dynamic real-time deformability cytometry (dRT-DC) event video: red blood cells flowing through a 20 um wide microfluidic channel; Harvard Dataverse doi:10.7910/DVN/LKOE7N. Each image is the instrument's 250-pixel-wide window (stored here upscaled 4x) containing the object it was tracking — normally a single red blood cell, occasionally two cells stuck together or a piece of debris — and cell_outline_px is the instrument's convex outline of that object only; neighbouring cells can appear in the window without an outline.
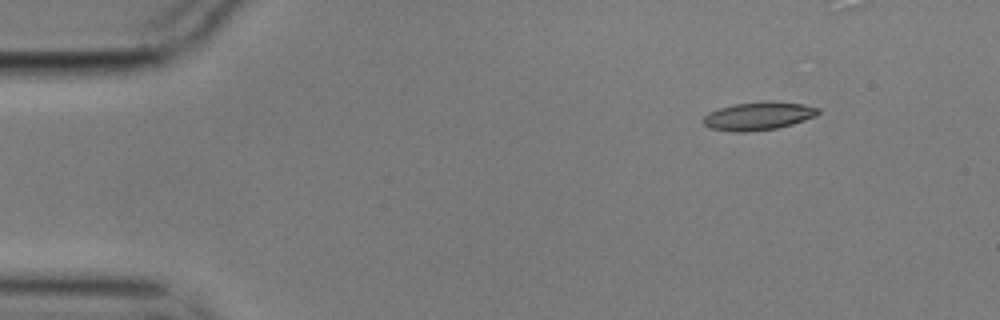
{"species": "common noctule bat (a hibernating species)", "species_latin": "Nyctalus noctula", "temperature_condition": "cold", "stored_images_in_passage": 6, "camera_frame_rate_fps": 3000, "um_per_image_px": 0.085, "animal": {"sex": "male", "body_mass_g": 17.9}, "frame": {"image": 1, "passage_image": 2, "time_ms": 0.333, "image_size_px": [1000, 320], "cell_outline_px": [[820, 112], [816, 116], [792, 124], [776, 128], [744, 132], [732, 132], [708, 128], [704, 124], [704, 116], [708, 112], [732, 104], [764, 100], [768, 100], [804, 104], [820, 108]], "centroid_in_image_um": [64.46, 9.84], "position_along_channel_um": 20.5, "area_um2": 19.07}}
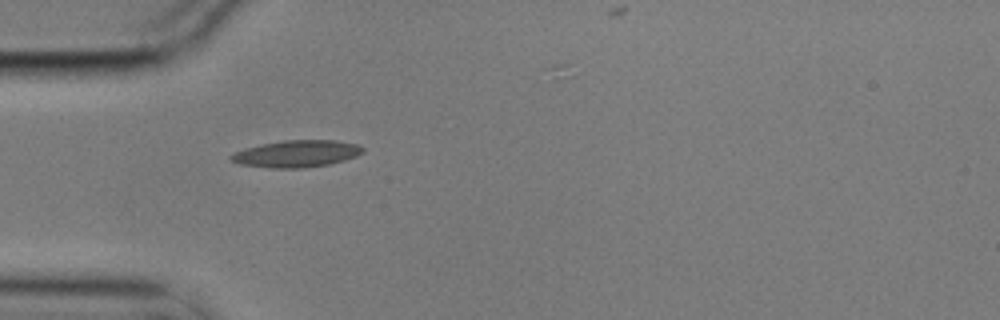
{"frame": {"image": 2, "passage_image": 5, "time_ms": 1.333, "image_size_px": [1000, 320], "cell_outline_px": [[364, 152], [356, 156], [344, 160], [328, 164], [304, 168], [268, 168], [236, 164], [228, 160], [228, 156], [244, 148], [260, 144], [284, 140], [336, 140], [356, 144], [364, 148]], "centroid_in_image_um": [25.15, 13.07], "position_along_channel_um": 59.9, "area_um2": 20.92}}
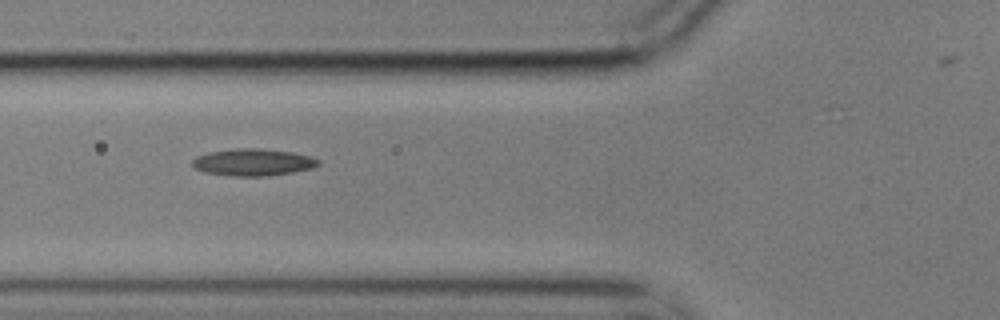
{"frame": {"image": 3, "passage_image": 6, "time_ms": 1.667, "image_size_px": [1000, 320], "cell_outline_px": [[320, 164], [312, 168], [292, 172], [268, 176], [232, 176], [204, 172], [196, 168], [192, 164], [192, 160], [196, 156], [208, 152], [236, 148], [260, 148], [292, 152], [312, 156], [320, 160]], "centroid_in_image_um": [21.52, 13.78], "position_along_channel_um": 104.3, "area_um2": 19.94}}